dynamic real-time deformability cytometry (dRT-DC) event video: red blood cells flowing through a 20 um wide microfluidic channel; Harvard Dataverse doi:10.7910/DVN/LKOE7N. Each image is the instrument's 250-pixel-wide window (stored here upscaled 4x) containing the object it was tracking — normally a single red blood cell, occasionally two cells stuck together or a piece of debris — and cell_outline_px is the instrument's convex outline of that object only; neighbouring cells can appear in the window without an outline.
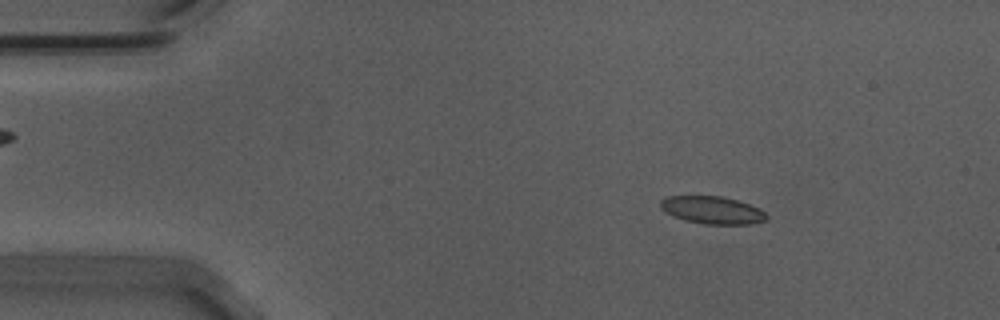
{"species": "Egyptian fruit bat (a non-hibernating species)", "species_latin": "Rousettus aegyptiacus", "temperature_condition": "warm", "stored_images_in_passage": 55, "camera_frame_rate_fps": 3000, "um_per_image_px": 0.085, "animal": {"sex": "male"}, "frame": {"image": 1, "passage_image": 8, "time_ms": 2.333, "image_size_px": [1000, 320], "cell_outline_px": [[768, 216], [764, 220], [748, 224], [704, 224], [684, 220], [672, 216], [660, 208], [660, 200], [668, 196], [720, 196], [736, 200], [760, 208]], "centroid_in_image_um": [60.5, 17.85], "position_along_channel_um": 24.5, "area_um2": 16.94}}
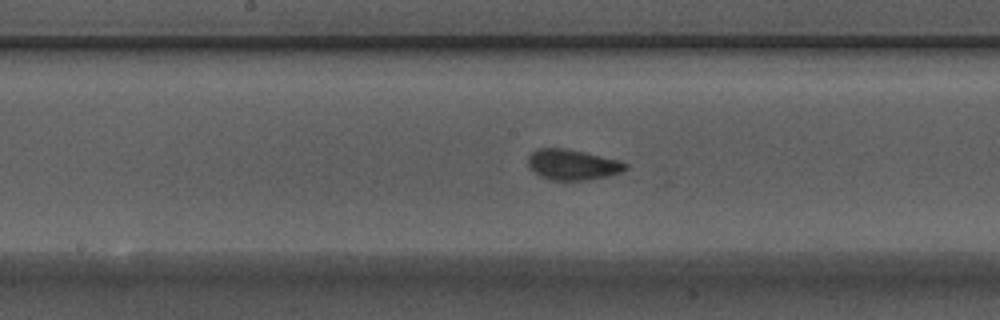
{"frame": {"image": 2, "passage_image": 28, "time_ms": 9.0, "image_size_px": [1000, 320], "cell_outline_px": [[628, 168], [620, 172], [608, 176], [588, 180], [548, 180], [540, 176], [528, 168], [528, 156], [536, 148], [568, 148], [620, 160], [628, 164]], "centroid_in_image_um": [48.65, 13.99], "position_along_channel_um": 199.5, "area_um2": 17.63}}
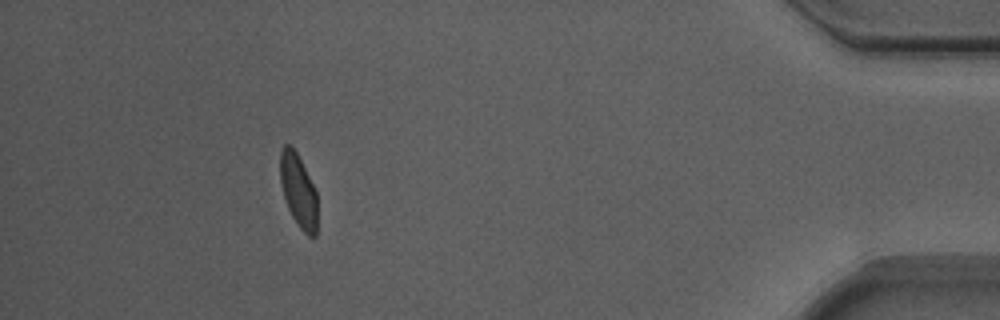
{"frame": {"image": 3, "passage_image": 50, "time_ms": 16.333, "image_size_px": [1000, 320], "cell_outline_px": [[316, 236], [308, 236], [300, 228], [292, 216], [288, 208], [284, 196], [280, 180], [280, 152], [284, 144], [288, 144], [296, 152], [316, 192]], "centroid_in_image_um": [25.34, 16.21], "position_along_channel_um": 409.9, "area_um2": 15.43}, "authors_computed_cell_mechanics": {"area_um2": 16.9932, "velocity_mm_per_s": 3.6987, "shape_relaxation_time_tau1_ms": 6.1958, "shape_relaxation_time_tau2_ms": 0.8702, "deformation_change_tau1": 0.129, "deformation_change_tau2": 0.0541}}